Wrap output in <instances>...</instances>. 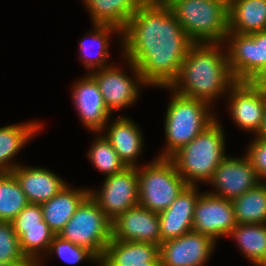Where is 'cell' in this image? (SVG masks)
<instances>
[{
  "label": "cell",
  "mask_w": 266,
  "mask_h": 266,
  "mask_svg": "<svg viewBox=\"0 0 266 266\" xmlns=\"http://www.w3.org/2000/svg\"><path fill=\"white\" fill-rule=\"evenodd\" d=\"M126 60L139 70L146 85L169 88L194 42L170 8L142 3L122 32Z\"/></svg>",
  "instance_id": "6da1fadb"
},
{
  "label": "cell",
  "mask_w": 266,
  "mask_h": 266,
  "mask_svg": "<svg viewBox=\"0 0 266 266\" xmlns=\"http://www.w3.org/2000/svg\"><path fill=\"white\" fill-rule=\"evenodd\" d=\"M220 46L221 43H194L169 89L209 105L219 94L226 95L237 81L228 66L227 52L222 53Z\"/></svg>",
  "instance_id": "7a4b0ae2"
},
{
  "label": "cell",
  "mask_w": 266,
  "mask_h": 266,
  "mask_svg": "<svg viewBox=\"0 0 266 266\" xmlns=\"http://www.w3.org/2000/svg\"><path fill=\"white\" fill-rule=\"evenodd\" d=\"M224 131L217 119L170 159L188 186L210 182L216 168L226 157ZM225 154V155H224Z\"/></svg>",
  "instance_id": "3957f363"
},
{
  "label": "cell",
  "mask_w": 266,
  "mask_h": 266,
  "mask_svg": "<svg viewBox=\"0 0 266 266\" xmlns=\"http://www.w3.org/2000/svg\"><path fill=\"white\" fill-rule=\"evenodd\" d=\"M165 115L167 147L158 157L170 158L184 145L194 140L216 118L208 111L210 105L174 92Z\"/></svg>",
  "instance_id": "277c9868"
},
{
  "label": "cell",
  "mask_w": 266,
  "mask_h": 266,
  "mask_svg": "<svg viewBox=\"0 0 266 266\" xmlns=\"http://www.w3.org/2000/svg\"><path fill=\"white\" fill-rule=\"evenodd\" d=\"M170 10L194 43H221L228 29V8L213 0H181Z\"/></svg>",
  "instance_id": "5b68a950"
},
{
  "label": "cell",
  "mask_w": 266,
  "mask_h": 266,
  "mask_svg": "<svg viewBox=\"0 0 266 266\" xmlns=\"http://www.w3.org/2000/svg\"><path fill=\"white\" fill-rule=\"evenodd\" d=\"M144 168L137 167L139 205L160 213L188 186L170 158L156 157Z\"/></svg>",
  "instance_id": "8992f818"
},
{
  "label": "cell",
  "mask_w": 266,
  "mask_h": 266,
  "mask_svg": "<svg viewBox=\"0 0 266 266\" xmlns=\"http://www.w3.org/2000/svg\"><path fill=\"white\" fill-rule=\"evenodd\" d=\"M111 223L97 202L88 195L58 235L87 248L100 260L112 239Z\"/></svg>",
  "instance_id": "52a82bcc"
},
{
  "label": "cell",
  "mask_w": 266,
  "mask_h": 266,
  "mask_svg": "<svg viewBox=\"0 0 266 266\" xmlns=\"http://www.w3.org/2000/svg\"><path fill=\"white\" fill-rule=\"evenodd\" d=\"M228 39V40H227ZM228 66L236 81H252L266 66V31L229 32L225 38Z\"/></svg>",
  "instance_id": "ba28073f"
},
{
  "label": "cell",
  "mask_w": 266,
  "mask_h": 266,
  "mask_svg": "<svg viewBox=\"0 0 266 266\" xmlns=\"http://www.w3.org/2000/svg\"><path fill=\"white\" fill-rule=\"evenodd\" d=\"M99 192L90 191L89 195L112 222L139 204L137 167H127L121 173L107 176Z\"/></svg>",
  "instance_id": "9c48e42d"
},
{
  "label": "cell",
  "mask_w": 266,
  "mask_h": 266,
  "mask_svg": "<svg viewBox=\"0 0 266 266\" xmlns=\"http://www.w3.org/2000/svg\"><path fill=\"white\" fill-rule=\"evenodd\" d=\"M127 62L135 74V81L111 64L90 73L98 83L104 102L111 113L135 103L140 93V84L145 85L138 68L129 60Z\"/></svg>",
  "instance_id": "30bf717a"
},
{
  "label": "cell",
  "mask_w": 266,
  "mask_h": 266,
  "mask_svg": "<svg viewBox=\"0 0 266 266\" xmlns=\"http://www.w3.org/2000/svg\"><path fill=\"white\" fill-rule=\"evenodd\" d=\"M232 200L201 193L193 214V231L206 234L215 241L228 236L236 227Z\"/></svg>",
  "instance_id": "8fae6325"
},
{
  "label": "cell",
  "mask_w": 266,
  "mask_h": 266,
  "mask_svg": "<svg viewBox=\"0 0 266 266\" xmlns=\"http://www.w3.org/2000/svg\"><path fill=\"white\" fill-rule=\"evenodd\" d=\"M216 241L199 232L190 231L159 247L161 266H204L211 257Z\"/></svg>",
  "instance_id": "7c38bea8"
},
{
  "label": "cell",
  "mask_w": 266,
  "mask_h": 266,
  "mask_svg": "<svg viewBox=\"0 0 266 266\" xmlns=\"http://www.w3.org/2000/svg\"><path fill=\"white\" fill-rule=\"evenodd\" d=\"M260 182L255 168L246 155L242 158L236 157V159L226 156L210 180L215 191L213 193L211 191L209 194L233 200Z\"/></svg>",
  "instance_id": "4fadbf2b"
},
{
  "label": "cell",
  "mask_w": 266,
  "mask_h": 266,
  "mask_svg": "<svg viewBox=\"0 0 266 266\" xmlns=\"http://www.w3.org/2000/svg\"><path fill=\"white\" fill-rule=\"evenodd\" d=\"M229 91V109L235 123L241 129L257 134L264 118L266 90L251 81H237Z\"/></svg>",
  "instance_id": "5bb4252c"
},
{
  "label": "cell",
  "mask_w": 266,
  "mask_h": 266,
  "mask_svg": "<svg viewBox=\"0 0 266 266\" xmlns=\"http://www.w3.org/2000/svg\"><path fill=\"white\" fill-rule=\"evenodd\" d=\"M111 226L114 240L161 245L159 214L139 204L118 216Z\"/></svg>",
  "instance_id": "9a60e30c"
},
{
  "label": "cell",
  "mask_w": 266,
  "mask_h": 266,
  "mask_svg": "<svg viewBox=\"0 0 266 266\" xmlns=\"http://www.w3.org/2000/svg\"><path fill=\"white\" fill-rule=\"evenodd\" d=\"M72 98L83 125L92 131L102 132L111 112L104 102L98 83L90 74L75 84Z\"/></svg>",
  "instance_id": "2e32d148"
},
{
  "label": "cell",
  "mask_w": 266,
  "mask_h": 266,
  "mask_svg": "<svg viewBox=\"0 0 266 266\" xmlns=\"http://www.w3.org/2000/svg\"><path fill=\"white\" fill-rule=\"evenodd\" d=\"M198 186H187L176 200L158 213L161 243L176 239L193 230V214L200 193Z\"/></svg>",
  "instance_id": "e0dca14e"
},
{
  "label": "cell",
  "mask_w": 266,
  "mask_h": 266,
  "mask_svg": "<svg viewBox=\"0 0 266 266\" xmlns=\"http://www.w3.org/2000/svg\"><path fill=\"white\" fill-rule=\"evenodd\" d=\"M99 264L100 266H161L159 246L111 239Z\"/></svg>",
  "instance_id": "ac0fdd59"
},
{
  "label": "cell",
  "mask_w": 266,
  "mask_h": 266,
  "mask_svg": "<svg viewBox=\"0 0 266 266\" xmlns=\"http://www.w3.org/2000/svg\"><path fill=\"white\" fill-rule=\"evenodd\" d=\"M11 173L19 182L29 203L49 201L67 184L57 174L46 168L18 165Z\"/></svg>",
  "instance_id": "d6986e66"
},
{
  "label": "cell",
  "mask_w": 266,
  "mask_h": 266,
  "mask_svg": "<svg viewBox=\"0 0 266 266\" xmlns=\"http://www.w3.org/2000/svg\"><path fill=\"white\" fill-rule=\"evenodd\" d=\"M89 192L86 189H72L67 184L49 201L40 204L43 220L55 235L63 230Z\"/></svg>",
  "instance_id": "ffe728a7"
},
{
  "label": "cell",
  "mask_w": 266,
  "mask_h": 266,
  "mask_svg": "<svg viewBox=\"0 0 266 266\" xmlns=\"http://www.w3.org/2000/svg\"><path fill=\"white\" fill-rule=\"evenodd\" d=\"M110 126L105 138L127 167H138L135 161L144 146L139 127L124 116L117 118Z\"/></svg>",
  "instance_id": "44dd1931"
},
{
  "label": "cell",
  "mask_w": 266,
  "mask_h": 266,
  "mask_svg": "<svg viewBox=\"0 0 266 266\" xmlns=\"http://www.w3.org/2000/svg\"><path fill=\"white\" fill-rule=\"evenodd\" d=\"M146 0H83L93 25H109L123 32L138 7Z\"/></svg>",
  "instance_id": "7402d4cb"
},
{
  "label": "cell",
  "mask_w": 266,
  "mask_h": 266,
  "mask_svg": "<svg viewBox=\"0 0 266 266\" xmlns=\"http://www.w3.org/2000/svg\"><path fill=\"white\" fill-rule=\"evenodd\" d=\"M228 29L238 34L266 31V0H235L228 8Z\"/></svg>",
  "instance_id": "603a6c76"
},
{
  "label": "cell",
  "mask_w": 266,
  "mask_h": 266,
  "mask_svg": "<svg viewBox=\"0 0 266 266\" xmlns=\"http://www.w3.org/2000/svg\"><path fill=\"white\" fill-rule=\"evenodd\" d=\"M36 122L13 124L0 128V170L11 172L19 163H12L13 157L23 148L32 136L40 130ZM10 162V163H9Z\"/></svg>",
  "instance_id": "cb8c5ba5"
},
{
  "label": "cell",
  "mask_w": 266,
  "mask_h": 266,
  "mask_svg": "<svg viewBox=\"0 0 266 266\" xmlns=\"http://www.w3.org/2000/svg\"><path fill=\"white\" fill-rule=\"evenodd\" d=\"M237 224H266V182L232 200Z\"/></svg>",
  "instance_id": "d4e9b609"
},
{
  "label": "cell",
  "mask_w": 266,
  "mask_h": 266,
  "mask_svg": "<svg viewBox=\"0 0 266 266\" xmlns=\"http://www.w3.org/2000/svg\"><path fill=\"white\" fill-rule=\"evenodd\" d=\"M229 235L245 257L257 266L266 265V224H237Z\"/></svg>",
  "instance_id": "484cf974"
},
{
  "label": "cell",
  "mask_w": 266,
  "mask_h": 266,
  "mask_svg": "<svg viewBox=\"0 0 266 266\" xmlns=\"http://www.w3.org/2000/svg\"><path fill=\"white\" fill-rule=\"evenodd\" d=\"M94 26V33L91 32L90 36L91 38L84 37V39L79 42L80 43V49L79 51L80 56L82 58V62L84 66L89 69L90 71H93L95 69H101L108 67V65L105 64V61H107V57L109 56L108 54V42L110 38V33L112 31H116L117 33H121L122 37V32L114 26H109V25H93ZM90 40L88 41V39ZM97 45L98 49L95 50L96 53H94L92 50L94 49V45ZM92 52H91V51Z\"/></svg>",
  "instance_id": "4316f807"
},
{
  "label": "cell",
  "mask_w": 266,
  "mask_h": 266,
  "mask_svg": "<svg viewBox=\"0 0 266 266\" xmlns=\"http://www.w3.org/2000/svg\"><path fill=\"white\" fill-rule=\"evenodd\" d=\"M28 204L15 176L6 172L0 178V221L11 222Z\"/></svg>",
  "instance_id": "83f0119b"
},
{
  "label": "cell",
  "mask_w": 266,
  "mask_h": 266,
  "mask_svg": "<svg viewBox=\"0 0 266 266\" xmlns=\"http://www.w3.org/2000/svg\"><path fill=\"white\" fill-rule=\"evenodd\" d=\"M18 235L20 247L26 258L33 264L40 260L39 253L47 252L55 234L49 227L13 228ZM40 250V251H39Z\"/></svg>",
  "instance_id": "f1b7e54d"
},
{
  "label": "cell",
  "mask_w": 266,
  "mask_h": 266,
  "mask_svg": "<svg viewBox=\"0 0 266 266\" xmlns=\"http://www.w3.org/2000/svg\"><path fill=\"white\" fill-rule=\"evenodd\" d=\"M88 158L106 177L123 172L127 166L120 159L105 136L99 134L88 151Z\"/></svg>",
  "instance_id": "f546056e"
},
{
  "label": "cell",
  "mask_w": 266,
  "mask_h": 266,
  "mask_svg": "<svg viewBox=\"0 0 266 266\" xmlns=\"http://www.w3.org/2000/svg\"><path fill=\"white\" fill-rule=\"evenodd\" d=\"M30 262L23 254L11 222L0 221V263Z\"/></svg>",
  "instance_id": "4dcf8cb0"
},
{
  "label": "cell",
  "mask_w": 266,
  "mask_h": 266,
  "mask_svg": "<svg viewBox=\"0 0 266 266\" xmlns=\"http://www.w3.org/2000/svg\"><path fill=\"white\" fill-rule=\"evenodd\" d=\"M49 254L56 253L64 262L76 264L84 259L98 261L99 259L87 248L75 245L59 235H55L47 251Z\"/></svg>",
  "instance_id": "1f68e13d"
},
{
  "label": "cell",
  "mask_w": 266,
  "mask_h": 266,
  "mask_svg": "<svg viewBox=\"0 0 266 266\" xmlns=\"http://www.w3.org/2000/svg\"><path fill=\"white\" fill-rule=\"evenodd\" d=\"M13 228L49 227L40 204L29 203L12 221Z\"/></svg>",
  "instance_id": "d6a6232c"
},
{
  "label": "cell",
  "mask_w": 266,
  "mask_h": 266,
  "mask_svg": "<svg viewBox=\"0 0 266 266\" xmlns=\"http://www.w3.org/2000/svg\"><path fill=\"white\" fill-rule=\"evenodd\" d=\"M255 168L259 180L265 182L266 180V140L256 138L248 147L247 154H245Z\"/></svg>",
  "instance_id": "836d02e7"
},
{
  "label": "cell",
  "mask_w": 266,
  "mask_h": 266,
  "mask_svg": "<svg viewBox=\"0 0 266 266\" xmlns=\"http://www.w3.org/2000/svg\"><path fill=\"white\" fill-rule=\"evenodd\" d=\"M256 87L266 90V66L260 73L251 81Z\"/></svg>",
  "instance_id": "e575fe53"
},
{
  "label": "cell",
  "mask_w": 266,
  "mask_h": 266,
  "mask_svg": "<svg viewBox=\"0 0 266 266\" xmlns=\"http://www.w3.org/2000/svg\"><path fill=\"white\" fill-rule=\"evenodd\" d=\"M179 1L181 0H146V2H148L149 4L155 7H162V8H170Z\"/></svg>",
  "instance_id": "d590c367"
},
{
  "label": "cell",
  "mask_w": 266,
  "mask_h": 266,
  "mask_svg": "<svg viewBox=\"0 0 266 266\" xmlns=\"http://www.w3.org/2000/svg\"><path fill=\"white\" fill-rule=\"evenodd\" d=\"M256 138H260V139H265L266 140V108H265V112H264V118H263V122L262 125L258 131Z\"/></svg>",
  "instance_id": "8d00e7d4"
},
{
  "label": "cell",
  "mask_w": 266,
  "mask_h": 266,
  "mask_svg": "<svg viewBox=\"0 0 266 266\" xmlns=\"http://www.w3.org/2000/svg\"><path fill=\"white\" fill-rule=\"evenodd\" d=\"M31 262H10V263H0V266H30Z\"/></svg>",
  "instance_id": "74e56055"
},
{
  "label": "cell",
  "mask_w": 266,
  "mask_h": 266,
  "mask_svg": "<svg viewBox=\"0 0 266 266\" xmlns=\"http://www.w3.org/2000/svg\"><path fill=\"white\" fill-rule=\"evenodd\" d=\"M213 1H217L219 3H222L224 6H226L227 8L230 7V5L235 1V0H213Z\"/></svg>",
  "instance_id": "f35d334b"
},
{
  "label": "cell",
  "mask_w": 266,
  "mask_h": 266,
  "mask_svg": "<svg viewBox=\"0 0 266 266\" xmlns=\"http://www.w3.org/2000/svg\"><path fill=\"white\" fill-rule=\"evenodd\" d=\"M30 266H41L40 261L37 264H31Z\"/></svg>",
  "instance_id": "ab89813d"
},
{
  "label": "cell",
  "mask_w": 266,
  "mask_h": 266,
  "mask_svg": "<svg viewBox=\"0 0 266 266\" xmlns=\"http://www.w3.org/2000/svg\"><path fill=\"white\" fill-rule=\"evenodd\" d=\"M6 172L0 170V178L5 174Z\"/></svg>",
  "instance_id": "60d3db41"
}]
</instances>
